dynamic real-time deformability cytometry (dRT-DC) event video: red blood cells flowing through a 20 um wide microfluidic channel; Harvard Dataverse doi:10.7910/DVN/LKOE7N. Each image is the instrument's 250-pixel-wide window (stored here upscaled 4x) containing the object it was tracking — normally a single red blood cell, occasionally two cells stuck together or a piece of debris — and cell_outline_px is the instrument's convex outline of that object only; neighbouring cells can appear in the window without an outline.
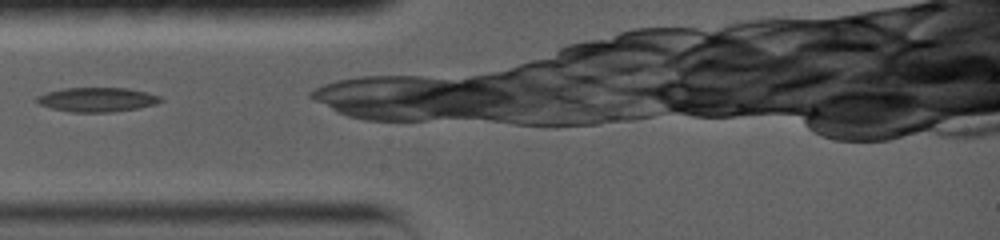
{"species": "common noctule bat (a hibernating species)", "species_latin": "Nyctalus noctula", "temperature_condition": "warm", "stored_images_in_passage": 1, "camera_frame_rate_fps": 5000, "um_per_image_px": 0.085, "animal": {"sex": "female", "body_mass_g": 19.0, "forearm_length_mm": 56.7}, "frame": {"image": 1, "passage_image": 1, "time_ms": 0.0, "image_size_px": [1000, 240], "cell_outline_px": [[160, 100], [156, 104], [136, 108], [108, 112], [76, 112], [56, 108], [40, 104], [36, 100], [40, 96], [52, 92], [68, 88], [124, 88], [144, 92], [156, 96]], "centroid_in_image_um": [8.28, 8.47], "position_along_channel_um": 76.7, "area_um2": 16.53}}